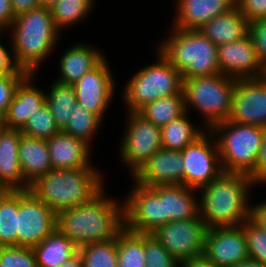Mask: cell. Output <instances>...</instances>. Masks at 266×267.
<instances>
[{
    "label": "cell",
    "instance_id": "obj_1",
    "mask_svg": "<svg viewBox=\"0 0 266 267\" xmlns=\"http://www.w3.org/2000/svg\"><path fill=\"white\" fill-rule=\"evenodd\" d=\"M105 194L103 189L90 202L57 213L56 228L78 248L114 239L125 228L124 201Z\"/></svg>",
    "mask_w": 266,
    "mask_h": 267
},
{
    "label": "cell",
    "instance_id": "obj_2",
    "mask_svg": "<svg viewBox=\"0 0 266 267\" xmlns=\"http://www.w3.org/2000/svg\"><path fill=\"white\" fill-rule=\"evenodd\" d=\"M252 178L240 173L222 172L198 191L199 216L208 228L236 227L250 218L249 192Z\"/></svg>",
    "mask_w": 266,
    "mask_h": 267
},
{
    "label": "cell",
    "instance_id": "obj_3",
    "mask_svg": "<svg viewBox=\"0 0 266 267\" xmlns=\"http://www.w3.org/2000/svg\"><path fill=\"white\" fill-rule=\"evenodd\" d=\"M11 30V55L19 69L36 74L61 37L55 27L50 8L32 9L15 17Z\"/></svg>",
    "mask_w": 266,
    "mask_h": 267
},
{
    "label": "cell",
    "instance_id": "obj_4",
    "mask_svg": "<svg viewBox=\"0 0 266 267\" xmlns=\"http://www.w3.org/2000/svg\"><path fill=\"white\" fill-rule=\"evenodd\" d=\"M103 175L93 166L51 169L29 184V191L56 214L90 202L105 187Z\"/></svg>",
    "mask_w": 266,
    "mask_h": 267
},
{
    "label": "cell",
    "instance_id": "obj_5",
    "mask_svg": "<svg viewBox=\"0 0 266 267\" xmlns=\"http://www.w3.org/2000/svg\"><path fill=\"white\" fill-rule=\"evenodd\" d=\"M170 30L157 50L181 73L182 80L221 74L217 46L199 29Z\"/></svg>",
    "mask_w": 266,
    "mask_h": 267
},
{
    "label": "cell",
    "instance_id": "obj_6",
    "mask_svg": "<svg viewBox=\"0 0 266 267\" xmlns=\"http://www.w3.org/2000/svg\"><path fill=\"white\" fill-rule=\"evenodd\" d=\"M210 131L216 137L223 172L250 175L255 169L263 141V128L224 121Z\"/></svg>",
    "mask_w": 266,
    "mask_h": 267
},
{
    "label": "cell",
    "instance_id": "obj_7",
    "mask_svg": "<svg viewBox=\"0 0 266 267\" xmlns=\"http://www.w3.org/2000/svg\"><path fill=\"white\" fill-rule=\"evenodd\" d=\"M236 79L223 74L193 77L183 80L186 112L190 107L202 115L203 127L210 130L215 124L228 119Z\"/></svg>",
    "mask_w": 266,
    "mask_h": 267
},
{
    "label": "cell",
    "instance_id": "obj_8",
    "mask_svg": "<svg viewBox=\"0 0 266 267\" xmlns=\"http://www.w3.org/2000/svg\"><path fill=\"white\" fill-rule=\"evenodd\" d=\"M157 51V63L135 72L122 89V99L128 111L137 112L145 104L162 97L184 95L181 73Z\"/></svg>",
    "mask_w": 266,
    "mask_h": 267
},
{
    "label": "cell",
    "instance_id": "obj_9",
    "mask_svg": "<svg viewBox=\"0 0 266 267\" xmlns=\"http://www.w3.org/2000/svg\"><path fill=\"white\" fill-rule=\"evenodd\" d=\"M214 138L213 133L206 130L181 151L184 186L199 191L223 172Z\"/></svg>",
    "mask_w": 266,
    "mask_h": 267
},
{
    "label": "cell",
    "instance_id": "obj_10",
    "mask_svg": "<svg viewBox=\"0 0 266 267\" xmlns=\"http://www.w3.org/2000/svg\"><path fill=\"white\" fill-rule=\"evenodd\" d=\"M207 230L198 214L192 219L170 221L157 228L152 235L182 264L203 256Z\"/></svg>",
    "mask_w": 266,
    "mask_h": 267
},
{
    "label": "cell",
    "instance_id": "obj_11",
    "mask_svg": "<svg viewBox=\"0 0 266 267\" xmlns=\"http://www.w3.org/2000/svg\"><path fill=\"white\" fill-rule=\"evenodd\" d=\"M128 121L120 144L121 162L134 174L155 152L162 148L161 127L137 112L128 111ZM123 159V160H122Z\"/></svg>",
    "mask_w": 266,
    "mask_h": 267
},
{
    "label": "cell",
    "instance_id": "obj_12",
    "mask_svg": "<svg viewBox=\"0 0 266 267\" xmlns=\"http://www.w3.org/2000/svg\"><path fill=\"white\" fill-rule=\"evenodd\" d=\"M57 214L29 190H18L17 246L33 248L56 229Z\"/></svg>",
    "mask_w": 266,
    "mask_h": 267
},
{
    "label": "cell",
    "instance_id": "obj_13",
    "mask_svg": "<svg viewBox=\"0 0 266 267\" xmlns=\"http://www.w3.org/2000/svg\"><path fill=\"white\" fill-rule=\"evenodd\" d=\"M133 183L124 200L125 228L139 234H152L163 225L162 198L151 187Z\"/></svg>",
    "mask_w": 266,
    "mask_h": 267
},
{
    "label": "cell",
    "instance_id": "obj_14",
    "mask_svg": "<svg viewBox=\"0 0 266 267\" xmlns=\"http://www.w3.org/2000/svg\"><path fill=\"white\" fill-rule=\"evenodd\" d=\"M108 62L105 57L95 68L73 84L77 103L102 120L110 102L112 104L116 88V81Z\"/></svg>",
    "mask_w": 266,
    "mask_h": 267
},
{
    "label": "cell",
    "instance_id": "obj_15",
    "mask_svg": "<svg viewBox=\"0 0 266 267\" xmlns=\"http://www.w3.org/2000/svg\"><path fill=\"white\" fill-rule=\"evenodd\" d=\"M227 121L266 127V76L236 80Z\"/></svg>",
    "mask_w": 266,
    "mask_h": 267
},
{
    "label": "cell",
    "instance_id": "obj_16",
    "mask_svg": "<svg viewBox=\"0 0 266 267\" xmlns=\"http://www.w3.org/2000/svg\"><path fill=\"white\" fill-rule=\"evenodd\" d=\"M217 59L221 74L233 79H257L266 76L253 41L248 34L241 40L217 45Z\"/></svg>",
    "mask_w": 266,
    "mask_h": 267
},
{
    "label": "cell",
    "instance_id": "obj_17",
    "mask_svg": "<svg viewBox=\"0 0 266 267\" xmlns=\"http://www.w3.org/2000/svg\"><path fill=\"white\" fill-rule=\"evenodd\" d=\"M203 256L217 267H234L249 258L240 226L208 228Z\"/></svg>",
    "mask_w": 266,
    "mask_h": 267
},
{
    "label": "cell",
    "instance_id": "obj_18",
    "mask_svg": "<svg viewBox=\"0 0 266 267\" xmlns=\"http://www.w3.org/2000/svg\"><path fill=\"white\" fill-rule=\"evenodd\" d=\"M131 177L132 181L146 187L183 184L181 151L159 149Z\"/></svg>",
    "mask_w": 266,
    "mask_h": 267
},
{
    "label": "cell",
    "instance_id": "obj_19",
    "mask_svg": "<svg viewBox=\"0 0 266 267\" xmlns=\"http://www.w3.org/2000/svg\"><path fill=\"white\" fill-rule=\"evenodd\" d=\"M35 74L29 73L18 85L14 98L3 116L8 129H22L29 118L46 102V92L33 83Z\"/></svg>",
    "mask_w": 266,
    "mask_h": 267
},
{
    "label": "cell",
    "instance_id": "obj_20",
    "mask_svg": "<svg viewBox=\"0 0 266 267\" xmlns=\"http://www.w3.org/2000/svg\"><path fill=\"white\" fill-rule=\"evenodd\" d=\"M20 129L0 128V188L2 190H28L18 157Z\"/></svg>",
    "mask_w": 266,
    "mask_h": 267
},
{
    "label": "cell",
    "instance_id": "obj_21",
    "mask_svg": "<svg viewBox=\"0 0 266 267\" xmlns=\"http://www.w3.org/2000/svg\"><path fill=\"white\" fill-rule=\"evenodd\" d=\"M47 141L53 169H77L91 165V147L82 139L63 131L54 134Z\"/></svg>",
    "mask_w": 266,
    "mask_h": 267
},
{
    "label": "cell",
    "instance_id": "obj_22",
    "mask_svg": "<svg viewBox=\"0 0 266 267\" xmlns=\"http://www.w3.org/2000/svg\"><path fill=\"white\" fill-rule=\"evenodd\" d=\"M172 27L199 29L209 20L235 6V0H177Z\"/></svg>",
    "mask_w": 266,
    "mask_h": 267
},
{
    "label": "cell",
    "instance_id": "obj_23",
    "mask_svg": "<svg viewBox=\"0 0 266 267\" xmlns=\"http://www.w3.org/2000/svg\"><path fill=\"white\" fill-rule=\"evenodd\" d=\"M162 198L163 225L170 221L195 218L199 214L198 192L183 184L151 187ZM196 193V194H194Z\"/></svg>",
    "mask_w": 266,
    "mask_h": 267
},
{
    "label": "cell",
    "instance_id": "obj_24",
    "mask_svg": "<svg viewBox=\"0 0 266 267\" xmlns=\"http://www.w3.org/2000/svg\"><path fill=\"white\" fill-rule=\"evenodd\" d=\"M87 43H79L67 48L59 60L60 75L54 81L73 85L84 74L95 68L106 56Z\"/></svg>",
    "mask_w": 266,
    "mask_h": 267
},
{
    "label": "cell",
    "instance_id": "obj_25",
    "mask_svg": "<svg viewBox=\"0 0 266 267\" xmlns=\"http://www.w3.org/2000/svg\"><path fill=\"white\" fill-rule=\"evenodd\" d=\"M199 30L217 46L246 37L249 21L234 6L228 12L209 20Z\"/></svg>",
    "mask_w": 266,
    "mask_h": 267
},
{
    "label": "cell",
    "instance_id": "obj_26",
    "mask_svg": "<svg viewBox=\"0 0 266 267\" xmlns=\"http://www.w3.org/2000/svg\"><path fill=\"white\" fill-rule=\"evenodd\" d=\"M18 157L23 177L28 184L53 169L45 139L22 135L18 146Z\"/></svg>",
    "mask_w": 266,
    "mask_h": 267
},
{
    "label": "cell",
    "instance_id": "obj_27",
    "mask_svg": "<svg viewBox=\"0 0 266 267\" xmlns=\"http://www.w3.org/2000/svg\"><path fill=\"white\" fill-rule=\"evenodd\" d=\"M33 251L38 267H59L78 253V247L56 228Z\"/></svg>",
    "mask_w": 266,
    "mask_h": 267
},
{
    "label": "cell",
    "instance_id": "obj_28",
    "mask_svg": "<svg viewBox=\"0 0 266 267\" xmlns=\"http://www.w3.org/2000/svg\"><path fill=\"white\" fill-rule=\"evenodd\" d=\"M188 116L186 112L161 127L162 148L182 151L206 131L203 126L196 128Z\"/></svg>",
    "mask_w": 266,
    "mask_h": 267
},
{
    "label": "cell",
    "instance_id": "obj_29",
    "mask_svg": "<svg viewBox=\"0 0 266 267\" xmlns=\"http://www.w3.org/2000/svg\"><path fill=\"white\" fill-rule=\"evenodd\" d=\"M137 113L154 125L162 127L186 113L184 95L159 98L145 104Z\"/></svg>",
    "mask_w": 266,
    "mask_h": 267
},
{
    "label": "cell",
    "instance_id": "obj_30",
    "mask_svg": "<svg viewBox=\"0 0 266 267\" xmlns=\"http://www.w3.org/2000/svg\"><path fill=\"white\" fill-rule=\"evenodd\" d=\"M53 82L49 91L46 92V103L56 125L62 130L67 125L74 106L77 104L76 95L73 85Z\"/></svg>",
    "mask_w": 266,
    "mask_h": 267
},
{
    "label": "cell",
    "instance_id": "obj_31",
    "mask_svg": "<svg viewBox=\"0 0 266 267\" xmlns=\"http://www.w3.org/2000/svg\"><path fill=\"white\" fill-rule=\"evenodd\" d=\"M18 190L0 192V246H17Z\"/></svg>",
    "mask_w": 266,
    "mask_h": 267
},
{
    "label": "cell",
    "instance_id": "obj_32",
    "mask_svg": "<svg viewBox=\"0 0 266 267\" xmlns=\"http://www.w3.org/2000/svg\"><path fill=\"white\" fill-rule=\"evenodd\" d=\"M118 267H145L144 234L124 228L117 235Z\"/></svg>",
    "mask_w": 266,
    "mask_h": 267
},
{
    "label": "cell",
    "instance_id": "obj_33",
    "mask_svg": "<svg viewBox=\"0 0 266 267\" xmlns=\"http://www.w3.org/2000/svg\"><path fill=\"white\" fill-rule=\"evenodd\" d=\"M95 0H59L50 9L55 27L62 31L71 27L88 16Z\"/></svg>",
    "mask_w": 266,
    "mask_h": 267
},
{
    "label": "cell",
    "instance_id": "obj_34",
    "mask_svg": "<svg viewBox=\"0 0 266 267\" xmlns=\"http://www.w3.org/2000/svg\"><path fill=\"white\" fill-rule=\"evenodd\" d=\"M70 116L67 125L61 131L82 139L91 146L92 140L100 129L103 120L78 103L74 106Z\"/></svg>",
    "mask_w": 266,
    "mask_h": 267
},
{
    "label": "cell",
    "instance_id": "obj_35",
    "mask_svg": "<svg viewBox=\"0 0 266 267\" xmlns=\"http://www.w3.org/2000/svg\"><path fill=\"white\" fill-rule=\"evenodd\" d=\"M84 267H118L117 237L78 248Z\"/></svg>",
    "mask_w": 266,
    "mask_h": 267
},
{
    "label": "cell",
    "instance_id": "obj_36",
    "mask_svg": "<svg viewBox=\"0 0 266 267\" xmlns=\"http://www.w3.org/2000/svg\"><path fill=\"white\" fill-rule=\"evenodd\" d=\"M60 131L46 102L32 114L21 129V133L25 136L45 140H48Z\"/></svg>",
    "mask_w": 266,
    "mask_h": 267
},
{
    "label": "cell",
    "instance_id": "obj_37",
    "mask_svg": "<svg viewBox=\"0 0 266 267\" xmlns=\"http://www.w3.org/2000/svg\"><path fill=\"white\" fill-rule=\"evenodd\" d=\"M241 227L246 237L249 258L266 265V232L250 218Z\"/></svg>",
    "mask_w": 266,
    "mask_h": 267
},
{
    "label": "cell",
    "instance_id": "obj_38",
    "mask_svg": "<svg viewBox=\"0 0 266 267\" xmlns=\"http://www.w3.org/2000/svg\"><path fill=\"white\" fill-rule=\"evenodd\" d=\"M145 267H181V264L152 235L144 234Z\"/></svg>",
    "mask_w": 266,
    "mask_h": 267
},
{
    "label": "cell",
    "instance_id": "obj_39",
    "mask_svg": "<svg viewBox=\"0 0 266 267\" xmlns=\"http://www.w3.org/2000/svg\"><path fill=\"white\" fill-rule=\"evenodd\" d=\"M0 267H38L33 248L0 246Z\"/></svg>",
    "mask_w": 266,
    "mask_h": 267
},
{
    "label": "cell",
    "instance_id": "obj_40",
    "mask_svg": "<svg viewBox=\"0 0 266 267\" xmlns=\"http://www.w3.org/2000/svg\"><path fill=\"white\" fill-rule=\"evenodd\" d=\"M28 74L26 71H13L0 77V114L2 116L6 114L19 83Z\"/></svg>",
    "mask_w": 266,
    "mask_h": 267
},
{
    "label": "cell",
    "instance_id": "obj_41",
    "mask_svg": "<svg viewBox=\"0 0 266 267\" xmlns=\"http://www.w3.org/2000/svg\"><path fill=\"white\" fill-rule=\"evenodd\" d=\"M262 66L266 69V18L249 22V33Z\"/></svg>",
    "mask_w": 266,
    "mask_h": 267
},
{
    "label": "cell",
    "instance_id": "obj_42",
    "mask_svg": "<svg viewBox=\"0 0 266 267\" xmlns=\"http://www.w3.org/2000/svg\"><path fill=\"white\" fill-rule=\"evenodd\" d=\"M235 6L249 22L266 18V0H235Z\"/></svg>",
    "mask_w": 266,
    "mask_h": 267
},
{
    "label": "cell",
    "instance_id": "obj_43",
    "mask_svg": "<svg viewBox=\"0 0 266 267\" xmlns=\"http://www.w3.org/2000/svg\"><path fill=\"white\" fill-rule=\"evenodd\" d=\"M249 176L252 178L255 185L266 183V127L263 128V141L255 169Z\"/></svg>",
    "mask_w": 266,
    "mask_h": 267
},
{
    "label": "cell",
    "instance_id": "obj_44",
    "mask_svg": "<svg viewBox=\"0 0 266 267\" xmlns=\"http://www.w3.org/2000/svg\"><path fill=\"white\" fill-rule=\"evenodd\" d=\"M13 71L25 70L16 66L13 56H10L9 50L4 47L0 39V77Z\"/></svg>",
    "mask_w": 266,
    "mask_h": 267
},
{
    "label": "cell",
    "instance_id": "obj_45",
    "mask_svg": "<svg viewBox=\"0 0 266 267\" xmlns=\"http://www.w3.org/2000/svg\"><path fill=\"white\" fill-rule=\"evenodd\" d=\"M250 219L266 232V201L251 205Z\"/></svg>",
    "mask_w": 266,
    "mask_h": 267
},
{
    "label": "cell",
    "instance_id": "obj_46",
    "mask_svg": "<svg viewBox=\"0 0 266 267\" xmlns=\"http://www.w3.org/2000/svg\"><path fill=\"white\" fill-rule=\"evenodd\" d=\"M10 4L15 17L41 6L39 0H10Z\"/></svg>",
    "mask_w": 266,
    "mask_h": 267
},
{
    "label": "cell",
    "instance_id": "obj_47",
    "mask_svg": "<svg viewBox=\"0 0 266 267\" xmlns=\"http://www.w3.org/2000/svg\"><path fill=\"white\" fill-rule=\"evenodd\" d=\"M14 19L15 15L12 11L10 0H0V25L7 30Z\"/></svg>",
    "mask_w": 266,
    "mask_h": 267
},
{
    "label": "cell",
    "instance_id": "obj_48",
    "mask_svg": "<svg viewBox=\"0 0 266 267\" xmlns=\"http://www.w3.org/2000/svg\"><path fill=\"white\" fill-rule=\"evenodd\" d=\"M181 267H217V266L211 261L207 260L204 256H201L182 263Z\"/></svg>",
    "mask_w": 266,
    "mask_h": 267
},
{
    "label": "cell",
    "instance_id": "obj_49",
    "mask_svg": "<svg viewBox=\"0 0 266 267\" xmlns=\"http://www.w3.org/2000/svg\"><path fill=\"white\" fill-rule=\"evenodd\" d=\"M59 267H84L82 256L78 252L69 261H66Z\"/></svg>",
    "mask_w": 266,
    "mask_h": 267
},
{
    "label": "cell",
    "instance_id": "obj_50",
    "mask_svg": "<svg viewBox=\"0 0 266 267\" xmlns=\"http://www.w3.org/2000/svg\"><path fill=\"white\" fill-rule=\"evenodd\" d=\"M234 267H266L263 263L248 258L247 260H244L240 262L239 264L235 265Z\"/></svg>",
    "mask_w": 266,
    "mask_h": 267
},
{
    "label": "cell",
    "instance_id": "obj_51",
    "mask_svg": "<svg viewBox=\"0 0 266 267\" xmlns=\"http://www.w3.org/2000/svg\"><path fill=\"white\" fill-rule=\"evenodd\" d=\"M59 0H39L40 5L42 7L51 8L54 4H56Z\"/></svg>",
    "mask_w": 266,
    "mask_h": 267
},
{
    "label": "cell",
    "instance_id": "obj_52",
    "mask_svg": "<svg viewBox=\"0 0 266 267\" xmlns=\"http://www.w3.org/2000/svg\"><path fill=\"white\" fill-rule=\"evenodd\" d=\"M3 32H6V29L0 25V36H2L1 34H3ZM1 39V37H0Z\"/></svg>",
    "mask_w": 266,
    "mask_h": 267
},
{
    "label": "cell",
    "instance_id": "obj_53",
    "mask_svg": "<svg viewBox=\"0 0 266 267\" xmlns=\"http://www.w3.org/2000/svg\"><path fill=\"white\" fill-rule=\"evenodd\" d=\"M0 127H4L3 125V116L0 114Z\"/></svg>",
    "mask_w": 266,
    "mask_h": 267
}]
</instances>
